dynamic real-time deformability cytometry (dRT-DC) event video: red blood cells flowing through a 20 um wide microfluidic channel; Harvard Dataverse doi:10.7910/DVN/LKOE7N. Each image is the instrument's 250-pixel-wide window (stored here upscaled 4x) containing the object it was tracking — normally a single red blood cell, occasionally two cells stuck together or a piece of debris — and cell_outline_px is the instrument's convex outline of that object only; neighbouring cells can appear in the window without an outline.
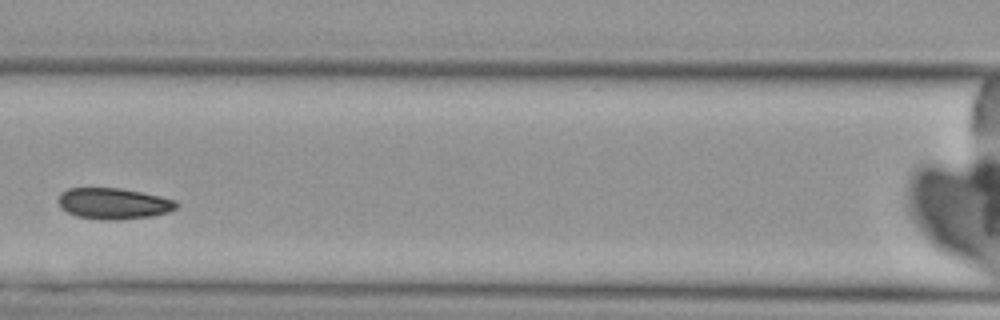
{"species": "Egyptian fruit bat (a non-hibernating species)", "species_latin": "Rousettus aegyptiacus", "temperature_condition": "cold", "stored_images_in_passage": 5, "camera_frame_rate_fps": 3000, "um_per_image_px": 0.085, "animal": {"sex": "female"}, "frame": {"image": 1, "passage_image": 3, "time_ms": 2.333, "image_size_px": [1000, 320], "cell_outline_px": [[180, 204], [176, 208], [168, 212], [152, 216], [116, 220], [100, 220], [76, 216], [60, 208], [60, 192], [68, 188], [120, 188], [160, 196], [176, 200]], "centroid_in_image_um": [9.67, 17.3], "position_along_channel_um": 156.9, "area_um2": 21.44}}
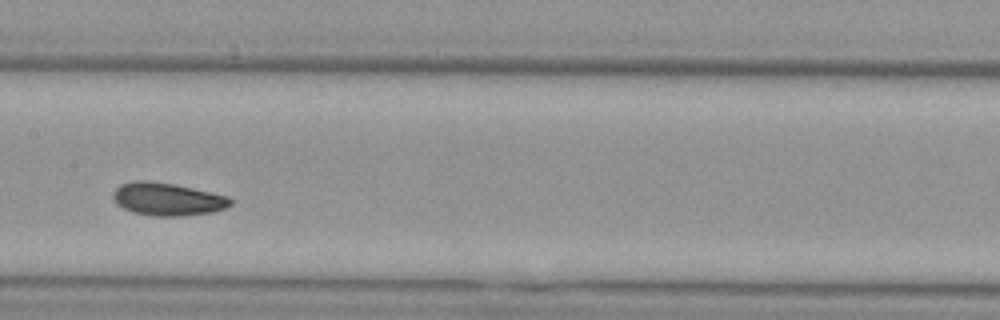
{"frame": {"image": 2, "passage_image": 4, "time_ms": 3.333, "image_size_px": [1000, 320], "cell_outline_px": [[232, 204], [228, 208], [212, 212], [180, 216], [152, 216], [132, 212], [116, 204], [112, 196], [112, 192], [120, 184], [132, 180], [148, 180], [172, 184], [192, 188], [228, 196], [232, 200]], "centroid_in_image_um": [14.21, 16.93], "position_along_channel_um": 193.2, "area_um2": 22.6}}